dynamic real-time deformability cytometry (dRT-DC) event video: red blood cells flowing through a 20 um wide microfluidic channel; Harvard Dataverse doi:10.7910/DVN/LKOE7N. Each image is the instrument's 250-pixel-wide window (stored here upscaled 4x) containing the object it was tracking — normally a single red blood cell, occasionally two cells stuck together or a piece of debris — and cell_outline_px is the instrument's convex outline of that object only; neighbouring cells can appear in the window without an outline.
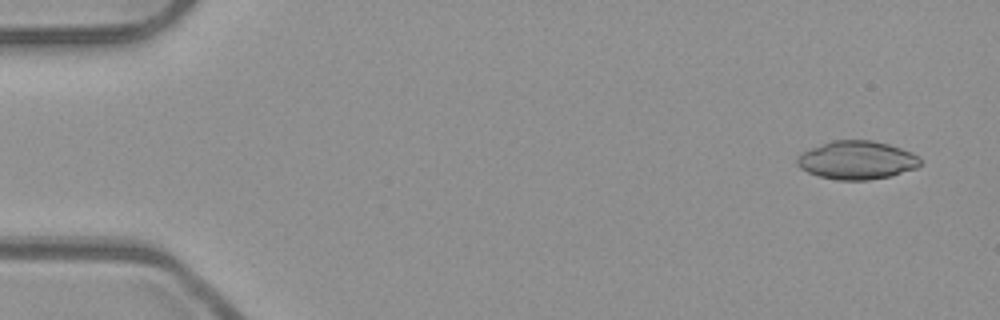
{"species": "common noctule bat (a hibernating species)", "species_latin": "Nyctalus noctula", "temperature_condition": "room temperature", "stored_images_in_passage": 52, "camera_frame_rate_fps": 3000, "um_per_image_px": 0.085, "animal": {"sex": "male", "body_mass_g": 23.1, "forearm_length_mm": 52.7}, "frame": {"image": 1, "passage_image": 3, "time_ms": 0.667, "image_size_px": [1000, 320], "cell_outline_px": [[920, 164], [916, 168], [892, 176], [868, 180], [836, 180], [820, 176], [808, 172], [800, 168], [796, 164], [796, 160], [800, 152], [832, 140], [872, 140], [888, 144], [912, 152], [920, 160]], "centroid_in_image_um": [72.8, 13.61], "position_along_channel_um": 12.2, "area_um2": 27.57}}
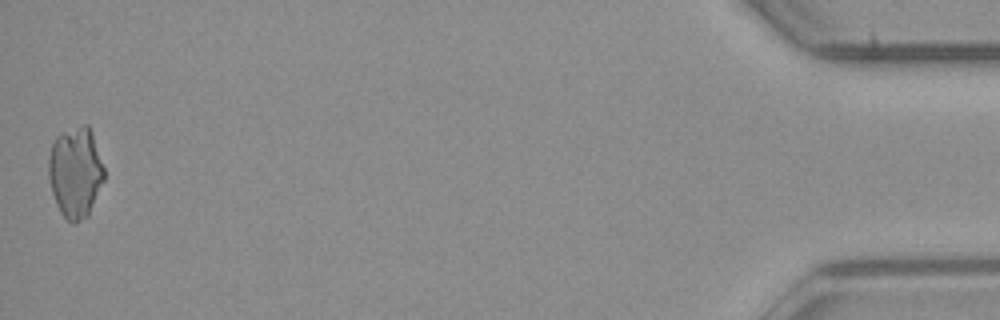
{"frame": {"image": 2, "passage_image": 52, "time_ms": 17.0, "image_size_px": [1000, 320], "cell_outline_px": [[104, 180], [88, 216], [76, 224], [72, 224], [60, 212], [56, 204], [52, 192], [48, 176], [48, 160], [52, 144], [56, 136], [64, 132], [84, 124], [88, 124], [92, 132], [104, 168]], "centroid_in_image_um": [6.41, 14.67], "position_along_channel_um": 428.8, "area_um2": 29.42}}